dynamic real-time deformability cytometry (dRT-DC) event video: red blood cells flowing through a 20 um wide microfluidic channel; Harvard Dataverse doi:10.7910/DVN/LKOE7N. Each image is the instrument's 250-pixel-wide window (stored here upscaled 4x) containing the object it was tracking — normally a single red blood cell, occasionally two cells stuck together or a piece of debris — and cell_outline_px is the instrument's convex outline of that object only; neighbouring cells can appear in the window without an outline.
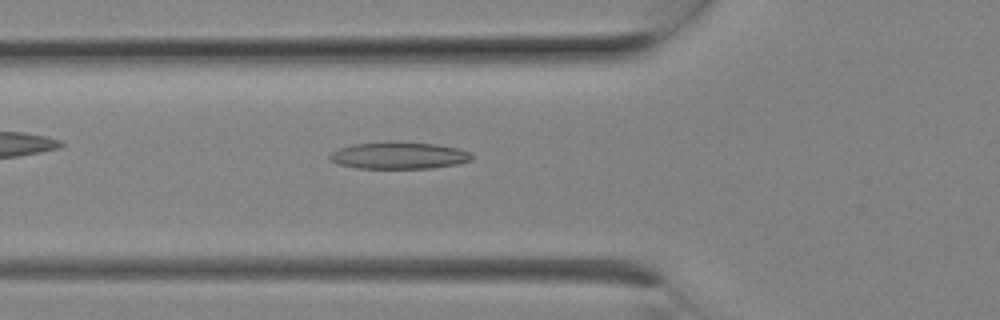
{"species": "Egyptian fruit bat (a non-hibernating species)", "species_latin": "Rousettus aegyptiacus", "temperature_condition": "room temperature", "stored_images_in_passage": 3, "camera_frame_rate_fps": 3000, "um_per_image_px": 0.085, "animal": {"sex": "female"}, "frame": {"image": 1, "passage_image": 3, "time_ms": 0.667, "image_size_px": [1000, 320], "cell_outline_px": [[472, 160], [456, 164], [432, 168], [356, 168], [336, 164], [328, 160], [328, 156], [332, 152], [340, 148], [352, 144], [436, 144], [460, 148], [472, 152]], "centroid_in_image_um": [33.91, 13.26], "position_along_channel_um": 91.9, "area_um2": 21.62}}